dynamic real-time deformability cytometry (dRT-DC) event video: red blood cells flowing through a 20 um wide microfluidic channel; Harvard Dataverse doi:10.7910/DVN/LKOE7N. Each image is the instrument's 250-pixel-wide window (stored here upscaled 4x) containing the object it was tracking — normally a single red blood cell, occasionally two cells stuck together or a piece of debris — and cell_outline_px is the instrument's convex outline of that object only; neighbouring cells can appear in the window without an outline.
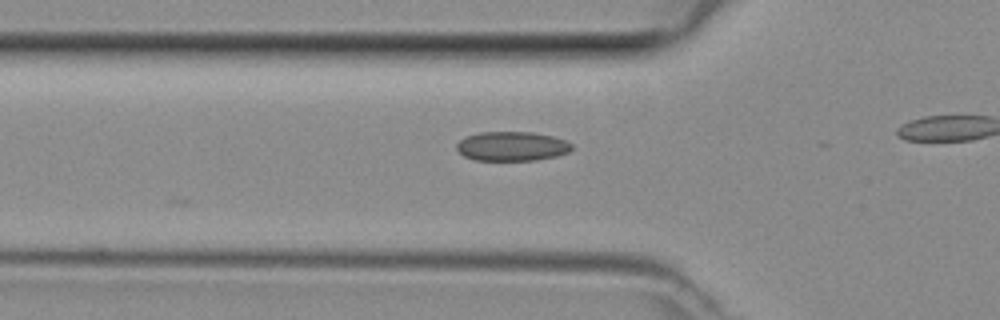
{"species": "common noctule bat (a hibernating species)", "species_latin": "Nyctalus noctula", "temperature_condition": "room temperature", "stored_images_in_passage": 4, "segment_of_instrument_passage": [1, 2], "camera_frame_rate_fps": 3000, "um_per_image_px": 0.085, "animal": {"sex": "female", "body_mass_g": 29.2, "forearm_length_mm": 56.3}, "frame": {"image": 1, "passage_image": 3, "time_ms": 0.667, "image_size_px": [1000, 320], "cell_outline_px": [[572, 148], [568, 152], [556, 156], [536, 160], [476, 160], [464, 156], [456, 148], [456, 144], [464, 136], [480, 132], [532, 132], [552, 136], [564, 140], [572, 144]], "centroid_in_image_um": [43.49, 12.42], "position_along_channel_um": 82.3, "area_um2": 19.65}}